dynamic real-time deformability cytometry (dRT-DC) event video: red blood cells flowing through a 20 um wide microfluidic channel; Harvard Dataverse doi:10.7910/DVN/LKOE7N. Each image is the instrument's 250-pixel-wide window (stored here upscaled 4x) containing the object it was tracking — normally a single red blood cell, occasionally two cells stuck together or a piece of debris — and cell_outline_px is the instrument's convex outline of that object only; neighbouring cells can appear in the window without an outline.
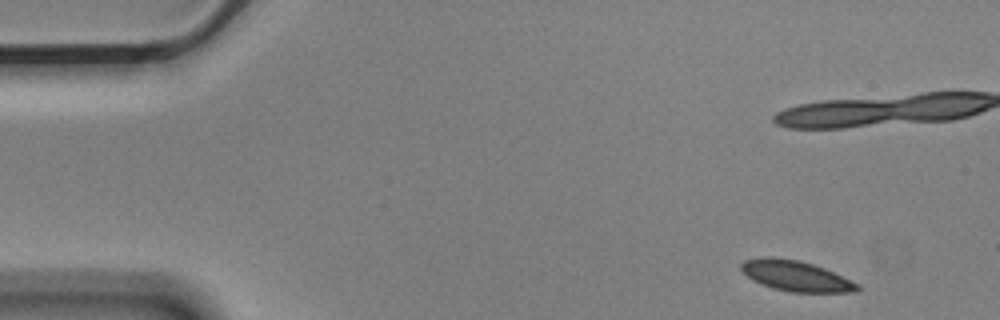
{"species": "Egyptian fruit bat (a non-hibernating species)", "species_latin": "Rousettus aegyptiacus", "temperature_condition": "cold", "stored_images_in_passage": 15, "camera_frame_rate_fps": 3000, "um_per_image_px": 0.085, "animal": {"sex": "male"}, "frame": {"image": 1, "passage_image": 1, "time_ms": 0.0, "image_size_px": [1000, 320], "cell_outline_px": [[860, 288], [856, 292], [788, 292], [772, 288], [760, 284], [752, 280], [740, 268], [740, 264], [744, 260], [768, 256], [772, 256], [800, 260], [824, 268], [860, 284]], "centroid_in_image_um": [67.64, 23.45], "position_along_channel_um": 17.4, "area_um2": 20.75}}